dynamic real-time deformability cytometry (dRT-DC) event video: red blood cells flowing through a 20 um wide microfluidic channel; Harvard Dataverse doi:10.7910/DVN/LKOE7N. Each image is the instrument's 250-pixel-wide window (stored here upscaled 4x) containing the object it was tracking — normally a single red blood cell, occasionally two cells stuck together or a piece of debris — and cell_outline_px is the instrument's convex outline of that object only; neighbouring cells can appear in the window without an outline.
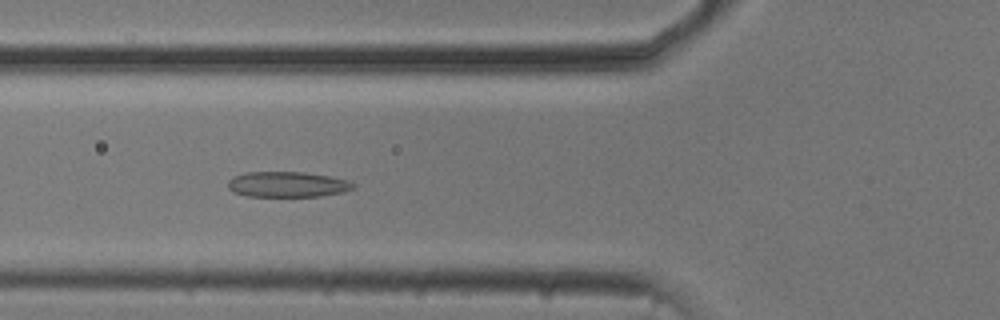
{"species": "common noctule bat (a hibernating species)", "species_latin": "Nyctalus noctula", "temperature_condition": "cold", "stored_images_in_passage": 47, "camera_frame_rate_fps": 3000, "um_per_image_px": 0.085, "animal": {"sex": "male", "body_mass_g": 20.5, "forearm_length_mm": 52.5}, "frame": {"image": 1, "passage_image": 13, "time_ms": 4.0, "image_size_px": [1000, 320], "cell_outline_px": [[356, 188], [344, 192], [320, 196], [248, 196], [232, 192], [228, 188], [228, 180], [232, 176], [244, 172], [304, 172], [328, 176], [348, 180], [356, 184]], "centroid_in_image_um": [24.43, 15.67], "position_along_channel_um": 101.4, "area_um2": 18.79}}
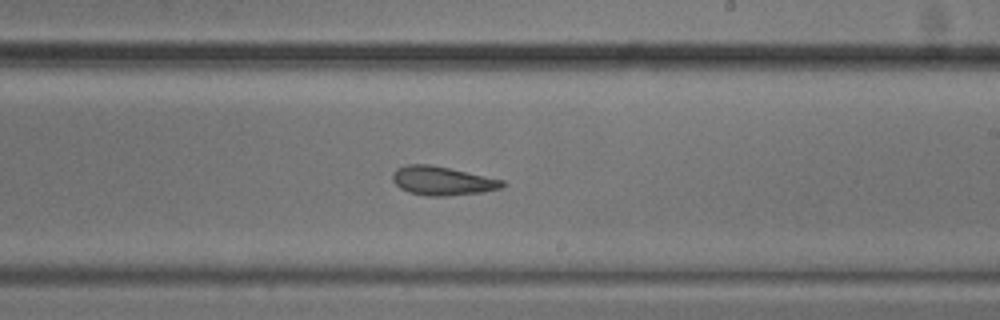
{"frame": {"image": 2, "passage_image": 25, "time_ms": 8.0, "image_size_px": [1000, 320], "cell_outline_px": [[508, 184], [500, 188], [480, 192], [444, 196], [428, 196], [408, 192], [400, 188], [392, 180], [392, 176], [396, 168], [404, 164], [428, 164], [448, 168], [504, 180]], "centroid_in_image_um": [37.56, 15.36], "position_along_channel_um": 251.4, "area_um2": 18.32}}
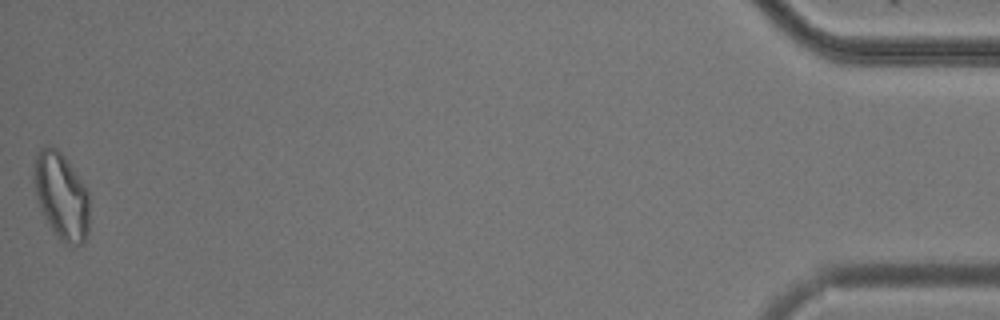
{"frame": {"image": 3, "passage_image": 47, "time_ms": 15.333, "image_size_px": [1000, 320], "cell_outline_px": [[88, 236], [84, 244], [72, 248], [64, 244], [56, 236], [44, 216], [36, 196], [32, 180], [32, 164], [36, 152], [44, 144], [48, 144], [56, 148], [64, 156], [84, 184], [88, 192]], "centroid_in_image_um": [5.19, 16.66], "position_along_channel_um": 430.0, "area_um2": 28.78}, "authors_computed_cell_mechanics": {"area_um2": 19.7676, "velocity_mm_per_s": 3.746, "shape_relaxation_time_tau1_ms": 9.7029, "shape_relaxation_time_tau2_ms": 3.8606, "deformation_change_tau1": 0.1782, "deformation_change_tau2": 0.1188}}